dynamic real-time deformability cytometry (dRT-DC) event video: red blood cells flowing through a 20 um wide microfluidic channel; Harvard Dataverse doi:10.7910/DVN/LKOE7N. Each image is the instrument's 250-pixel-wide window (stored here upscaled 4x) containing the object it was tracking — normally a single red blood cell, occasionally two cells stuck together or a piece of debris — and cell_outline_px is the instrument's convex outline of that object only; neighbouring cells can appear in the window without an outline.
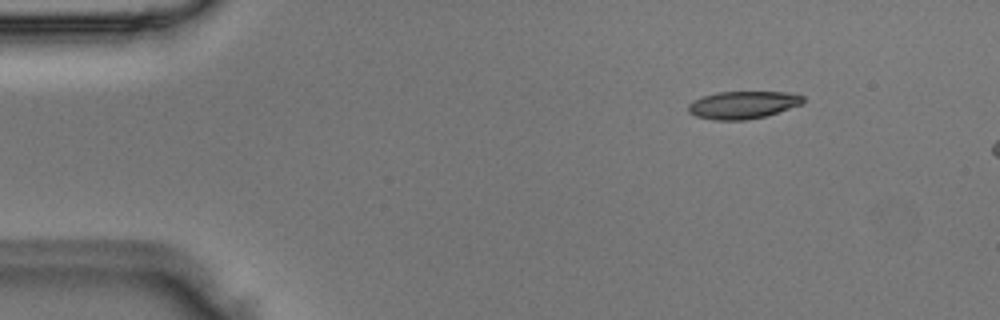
{"species": "Egyptian fruit bat (a non-hibernating species)", "species_latin": "Rousettus aegyptiacus", "temperature_condition": "room temperature", "stored_images_in_passage": 3, "camera_frame_rate_fps": 3000, "um_per_image_px": 0.085, "animal": {"sex": "male"}, "frame": {"image": 1, "passage_image": 1, "time_ms": 0.0, "image_size_px": [1000, 320], "cell_outline_px": [[804, 104], [764, 116], [744, 120], [716, 120], [696, 116], [688, 112], [688, 104], [692, 100], [716, 92], [788, 92], [804, 96]], "centroid_in_image_um": [63.15, 8.91], "position_along_channel_um": 21.9, "area_um2": 18.44}}